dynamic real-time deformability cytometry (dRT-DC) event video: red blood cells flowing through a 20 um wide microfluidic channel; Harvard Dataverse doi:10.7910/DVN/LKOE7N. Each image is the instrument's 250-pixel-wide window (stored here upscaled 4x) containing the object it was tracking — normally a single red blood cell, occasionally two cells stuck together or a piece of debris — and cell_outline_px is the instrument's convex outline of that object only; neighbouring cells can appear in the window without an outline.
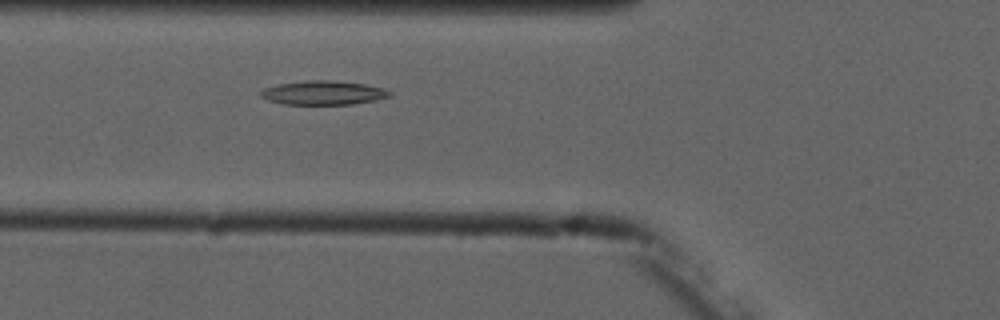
{"species": "common noctule bat (a hibernating species)", "species_latin": "Nyctalus noctula", "temperature_condition": "cold", "stored_images_in_passage": 2, "camera_frame_rate_fps": 3000, "um_per_image_px": 0.085, "animal": {"sex": "male", "forearm_length_mm": 52.5}, "frame": {"image": 1, "passage_image": 2, "time_ms": 1.0, "image_size_px": [1000, 320], "cell_outline_px": [[392, 96], [376, 100], [352, 104], [284, 104], [268, 100], [260, 96], [256, 92], [264, 88], [280, 84], [308, 80], [324, 80], [364, 84], [384, 88], [392, 92]], "centroid_in_image_um": [27.47, 7.89], "position_along_channel_um": 98.3, "area_um2": 17.98}}